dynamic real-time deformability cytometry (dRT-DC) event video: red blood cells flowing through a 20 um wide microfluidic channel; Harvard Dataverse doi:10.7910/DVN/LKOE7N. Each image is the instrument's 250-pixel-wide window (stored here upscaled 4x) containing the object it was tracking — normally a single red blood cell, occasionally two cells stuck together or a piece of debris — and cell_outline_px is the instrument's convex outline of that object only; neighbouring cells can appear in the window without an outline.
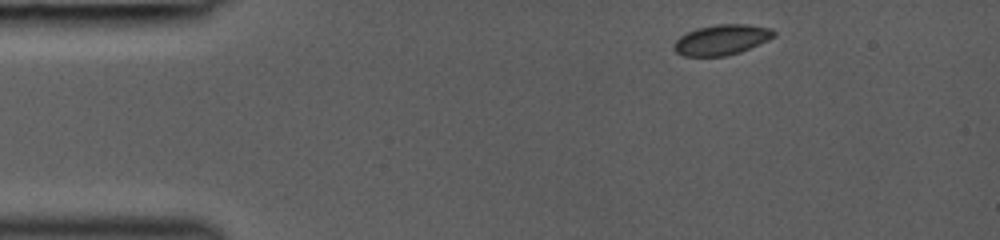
{"species": "common noctule bat (a hibernating species)", "species_latin": "Nyctalus noctula", "temperature_condition": "room temperature", "stored_images_in_passage": 7, "camera_frame_rate_fps": 3000, "um_per_image_px": 0.085, "animal": {"sex": "female", "body_mass_g": 19.0, "forearm_length_mm": 53.3}, "frame": {"image": 1, "passage_image": 1, "time_ms": 0.0, "image_size_px": [1000, 240], "cell_outline_px": [[776, 36], [768, 40], [740, 52], [724, 56], [684, 56], [676, 52], [672, 48], [672, 44], [680, 36], [696, 28], [716, 24], [748, 24], [772, 28], [776, 32]], "centroid_in_image_um": [61.34, 3.37], "position_along_channel_um": 23.7, "area_um2": 17.8}}